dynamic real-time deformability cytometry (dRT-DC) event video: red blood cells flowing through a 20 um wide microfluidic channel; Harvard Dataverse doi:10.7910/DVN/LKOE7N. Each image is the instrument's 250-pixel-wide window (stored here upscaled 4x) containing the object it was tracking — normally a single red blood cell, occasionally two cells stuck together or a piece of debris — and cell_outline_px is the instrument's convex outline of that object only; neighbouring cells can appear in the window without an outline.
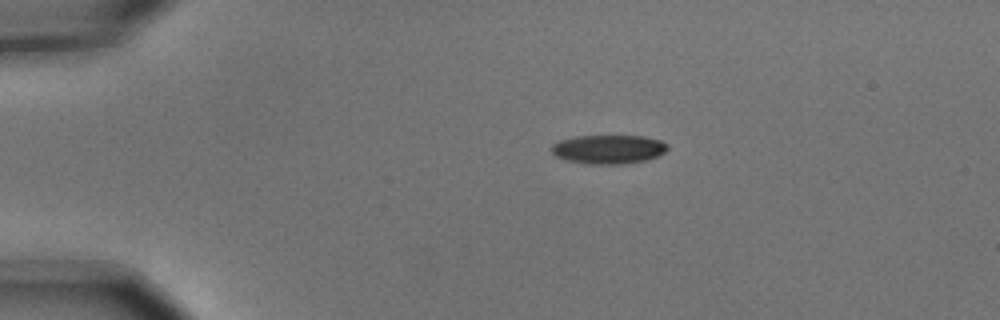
{"species": "common noctule bat (a hibernating species)", "species_latin": "Nyctalus noctula", "temperature_condition": "cold", "stored_images_in_passage": 8, "camera_frame_rate_fps": 3000, "um_per_image_px": 0.085, "animal": {"sex": "male", "body_mass_g": 15.6}, "frame": {"image": 1, "passage_image": 1, "time_ms": 0.0, "image_size_px": [1000, 320], "cell_outline_px": [[668, 148], [664, 152], [648, 160], [624, 164], [584, 164], [568, 160], [556, 156], [552, 152], [552, 144], [560, 140], [576, 136], [644, 136], [660, 140], [668, 144]], "centroid_in_image_um": [51.73, 12.69], "position_along_channel_um": 33.3, "area_um2": 19.59}}
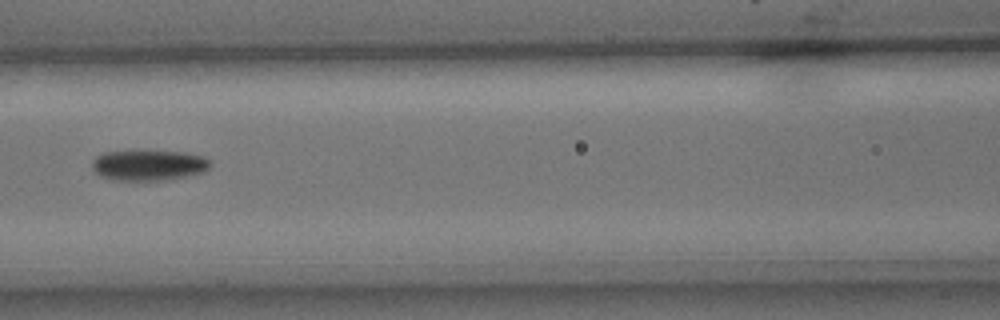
{"frame": {"image": 2, "passage_image": 5, "time_ms": 1.333, "image_size_px": [1000, 320], "cell_outline_px": [[212, 164], [204, 172], [168, 180], [112, 180], [100, 176], [92, 168], [92, 160], [96, 156], [104, 152], [132, 148], [184, 152], [204, 156], [212, 160]], "centroid_in_image_um": [12.63, 13.99], "position_along_channel_um": 154.0, "area_um2": 22.14}}
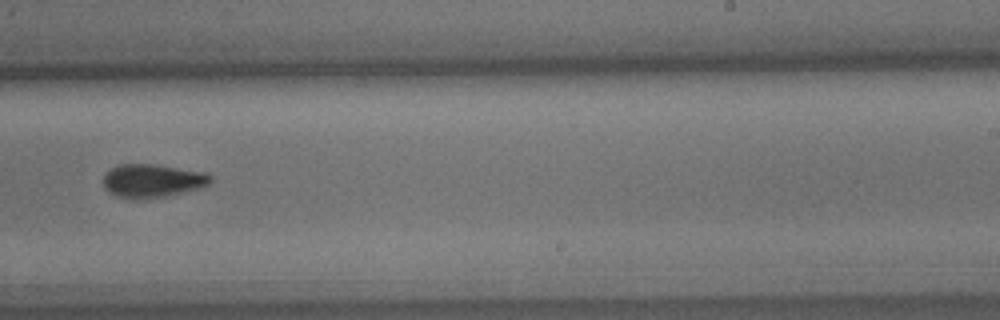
{"frame": {"image": 3, "passage_image": 8, "time_ms": 2.333, "image_size_px": [1000, 320], "cell_outline_px": [[212, 180], [208, 184], [200, 188], [172, 196], [128, 200], [116, 196], [104, 188], [104, 176], [112, 168], [120, 164], [156, 164], [204, 172], [212, 176]], "centroid_in_image_um": [12.97, 15.38], "position_along_channel_um": 276.0, "area_um2": 21.1}}